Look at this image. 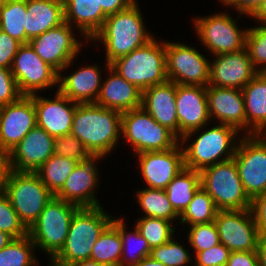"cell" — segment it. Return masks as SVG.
Listing matches in <instances>:
<instances>
[{
    "instance_id": "cell-39",
    "label": "cell",
    "mask_w": 266,
    "mask_h": 266,
    "mask_svg": "<svg viewBox=\"0 0 266 266\" xmlns=\"http://www.w3.org/2000/svg\"><path fill=\"white\" fill-rule=\"evenodd\" d=\"M245 48L255 69L266 72V24L247 28Z\"/></svg>"
},
{
    "instance_id": "cell-1",
    "label": "cell",
    "mask_w": 266,
    "mask_h": 266,
    "mask_svg": "<svg viewBox=\"0 0 266 266\" xmlns=\"http://www.w3.org/2000/svg\"><path fill=\"white\" fill-rule=\"evenodd\" d=\"M122 113L96 103H78L71 135L78 138L92 156H108L121 138Z\"/></svg>"
},
{
    "instance_id": "cell-30",
    "label": "cell",
    "mask_w": 266,
    "mask_h": 266,
    "mask_svg": "<svg viewBox=\"0 0 266 266\" xmlns=\"http://www.w3.org/2000/svg\"><path fill=\"white\" fill-rule=\"evenodd\" d=\"M200 187V172L184 168L167 185L165 191L172 207L181 215Z\"/></svg>"
},
{
    "instance_id": "cell-9",
    "label": "cell",
    "mask_w": 266,
    "mask_h": 266,
    "mask_svg": "<svg viewBox=\"0 0 266 266\" xmlns=\"http://www.w3.org/2000/svg\"><path fill=\"white\" fill-rule=\"evenodd\" d=\"M79 207L54 196L41 212L38 220L28 230L36 248L52 260L63 248L74 213Z\"/></svg>"
},
{
    "instance_id": "cell-29",
    "label": "cell",
    "mask_w": 266,
    "mask_h": 266,
    "mask_svg": "<svg viewBox=\"0 0 266 266\" xmlns=\"http://www.w3.org/2000/svg\"><path fill=\"white\" fill-rule=\"evenodd\" d=\"M245 135L256 134L266 123V72H259L243 88Z\"/></svg>"
},
{
    "instance_id": "cell-43",
    "label": "cell",
    "mask_w": 266,
    "mask_h": 266,
    "mask_svg": "<svg viewBox=\"0 0 266 266\" xmlns=\"http://www.w3.org/2000/svg\"><path fill=\"white\" fill-rule=\"evenodd\" d=\"M54 155L71 158L77 162H84L92 157L83 143L71 134L55 137Z\"/></svg>"
},
{
    "instance_id": "cell-19",
    "label": "cell",
    "mask_w": 266,
    "mask_h": 266,
    "mask_svg": "<svg viewBox=\"0 0 266 266\" xmlns=\"http://www.w3.org/2000/svg\"><path fill=\"white\" fill-rule=\"evenodd\" d=\"M179 142L166 151L143 152L136 154L140 173L148 188L165 190L184 166V152Z\"/></svg>"
},
{
    "instance_id": "cell-5",
    "label": "cell",
    "mask_w": 266,
    "mask_h": 266,
    "mask_svg": "<svg viewBox=\"0 0 266 266\" xmlns=\"http://www.w3.org/2000/svg\"><path fill=\"white\" fill-rule=\"evenodd\" d=\"M121 137L132 145L134 153L166 151L180 139L158 123L142 106L122 112Z\"/></svg>"
},
{
    "instance_id": "cell-28",
    "label": "cell",
    "mask_w": 266,
    "mask_h": 266,
    "mask_svg": "<svg viewBox=\"0 0 266 266\" xmlns=\"http://www.w3.org/2000/svg\"><path fill=\"white\" fill-rule=\"evenodd\" d=\"M64 21L74 25L84 35L86 42L91 40L103 27L107 16L98 0H63Z\"/></svg>"
},
{
    "instance_id": "cell-16",
    "label": "cell",
    "mask_w": 266,
    "mask_h": 266,
    "mask_svg": "<svg viewBox=\"0 0 266 266\" xmlns=\"http://www.w3.org/2000/svg\"><path fill=\"white\" fill-rule=\"evenodd\" d=\"M214 223L220 242L231 252L257 250L261 237L250 208L218 211Z\"/></svg>"
},
{
    "instance_id": "cell-4",
    "label": "cell",
    "mask_w": 266,
    "mask_h": 266,
    "mask_svg": "<svg viewBox=\"0 0 266 266\" xmlns=\"http://www.w3.org/2000/svg\"><path fill=\"white\" fill-rule=\"evenodd\" d=\"M102 206L79 208L73 215L66 242L52 259L55 263L68 266L77 261L88 260L92 248L102 231L112 222Z\"/></svg>"
},
{
    "instance_id": "cell-18",
    "label": "cell",
    "mask_w": 266,
    "mask_h": 266,
    "mask_svg": "<svg viewBox=\"0 0 266 266\" xmlns=\"http://www.w3.org/2000/svg\"><path fill=\"white\" fill-rule=\"evenodd\" d=\"M103 158L105 157L92 156L84 162H79L54 196L79 208L102 206L94 193L99 184L96 164Z\"/></svg>"
},
{
    "instance_id": "cell-53",
    "label": "cell",
    "mask_w": 266,
    "mask_h": 266,
    "mask_svg": "<svg viewBox=\"0 0 266 266\" xmlns=\"http://www.w3.org/2000/svg\"><path fill=\"white\" fill-rule=\"evenodd\" d=\"M259 266H266V240L261 238L257 246Z\"/></svg>"
},
{
    "instance_id": "cell-47",
    "label": "cell",
    "mask_w": 266,
    "mask_h": 266,
    "mask_svg": "<svg viewBox=\"0 0 266 266\" xmlns=\"http://www.w3.org/2000/svg\"><path fill=\"white\" fill-rule=\"evenodd\" d=\"M250 211L259 236L264 238L266 236V192L251 199Z\"/></svg>"
},
{
    "instance_id": "cell-38",
    "label": "cell",
    "mask_w": 266,
    "mask_h": 266,
    "mask_svg": "<svg viewBox=\"0 0 266 266\" xmlns=\"http://www.w3.org/2000/svg\"><path fill=\"white\" fill-rule=\"evenodd\" d=\"M135 222H137L135 227L147 240L151 249L167 243L175 232V227L172 226L173 223L165 219L143 216Z\"/></svg>"
},
{
    "instance_id": "cell-33",
    "label": "cell",
    "mask_w": 266,
    "mask_h": 266,
    "mask_svg": "<svg viewBox=\"0 0 266 266\" xmlns=\"http://www.w3.org/2000/svg\"><path fill=\"white\" fill-rule=\"evenodd\" d=\"M112 223L119 229L122 240L120 266H136L144 257L150 256L151 248L136 227L133 232H127L124 219L120 217L118 219L113 218ZM132 240L134 241L132 242V244L134 243L133 246L131 245ZM129 245L132 246L131 249Z\"/></svg>"
},
{
    "instance_id": "cell-50",
    "label": "cell",
    "mask_w": 266,
    "mask_h": 266,
    "mask_svg": "<svg viewBox=\"0 0 266 266\" xmlns=\"http://www.w3.org/2000/svg\"><path fill=\"white\" fill-rule=\"evenodd\" d=\"M137 0H98L106 16L113 15L119 11L129 8Z\"/></svg>"
},
{
    "instance_id": "cell-48",
    "label": "cell",
    "mask_w": 266,
    "mask_h": 266,
    "mask_svg": "<svg viewBox=\"0 0 266 266\" xmlns=\"http://www.w3.org/2000/svg\"><path fill=\"white\" fill-rule=\"evenodd\" d=\"M226 266H259L257 251H234Z\"/></svg>"
},
{
    "instance_id": "cell-56",
    "label": "cell",
    "mask_w": 266,
    "mask_h": 266,
    "mask_svg": "<svg viewBox=\"0 0 266 266\" xmlns=\"http://www.w3.org/2000/svg\"><path fill=\"white\" fill-rule=\"evenodd\" d=\"M14 238L0 230V250L6 247Z\"/></svg>"
},
{
    "instance_id": "cell-23",
    "label": "cell",
    "mask_w": 266,
    "mask_h": 266,
    "mask_svg": "<svg viewBox=\"0 0 266 266\" xmlns=\"http://www.w3.org/2000/svg\"><path fill=\"white\" fill-rule=\"evenodd\" d=\"M206 93L210 118L234 127L238 132H245L246 116L242 89L207 85Z\"/></svg>"
},
{
    "instance_id": "cell-15",
    "label": "cell",
    "mask_w": 266,
    "mask_h": 266,
    "mask_svg": "<svg viewBox=\"0 0 266 266\" xmlns=\"http://www.w3.org/2000/svg\"><path fill=\"white\" fill-rule=\"evenodd\" d=\"M176 109L179 139L184 147L183 144L211 121L206 86L176 84Z\"/></svg>"
},
{
    "instance_id": "cell-42",
    "label": "cell",
    "mask_w": 266,
    "mask_h": 266,
    "mask_svg": "<svg viewBox=\"0 0 266 266\" xmlns=\"http://www.w3.org/2000/svg\"><path fill=\"white\" fill-rule=\"evenodd\" d=\"M188 241L194 253L211 248L220 243L217 227L213 222L189 226Z\"/></svg>"
},
{
    "instance_id": "cell-40",
    "label": "cell",
    "mask_w": 266,
    "mask_h": 266,
    "mask_svg": "<svg viewBox=\"0 0 266 266\" xmlns=\"http://www.w3.org/2000/svg\"><path fill=\"white\" fill-rule=\"evenodd\" d=\"M150 256L166 266H187L191 254L183 245L171 238L167 243L152 248Z\"/></svg>"
},
{
    "instance_id": "cell-3",
    "label": "cell",
    "mask_w": 266,
    "mask_h": 266,
    "mask_svg": "<svg viewBox=\"0 0 266 266\" xmlns=\"http://www.w3.org/2000/svg\"><path fill=\"white\" fill-rule=\"evenodd\" d=\"M153 38L146 45L110 63V67L141 91L168 81L166 42Z\"/></svg>"
},
{
    "instance_id": "cell-11",
    "label": "cell",
    "mask_w": 266,
    "mask_h": 266,
    "mask_svg": "<svg viewBox=\"0 0 266 266\" xmlns=\"http://www.w3.org/2000/svg\"><path fill=\"white\" fill-rule=\"evenodd\" d=\"M243 136L233 158L244 191L252 199L266 192V141L255 134Z\"/></svg>"
},
{
    "instance_id": "cell-58",
    "label": "cell",
    "mask_w": 266,
    "mask_h": 266,
    "mask_svg": "<svg viewBox=\"0 0 266 266\" xmlns=\"http://www.w3.org/2000/svg\"><path fill=\"white\" fill-rule=\"evenodd\" d=\"M51 262V264H50V266H63V265H60V264H57V263H55L53 260H50Z\"/></svg>"
},
{
    "instance_id": "cell-10",
    "label": "cell",
    "mask_w": 266,
    "mask_h": 266,
    "mask_svg": "<svg viewBox=\"0 0 266 266\" xmlns=\"http://www.w3.org/2000/svg\"><path fill=\"white\" fill-rule=\"evenodd\" d=\"M195 32L210 54L220 55L245 48L247 29L237 27V19L227 13L194 18Z\"/></svg>"
},
{
    "instance_id": "cell-45",
    "label": "cell",
    "mask_w": 266,
    "mask_h": 266,
    "mask_svg": "<svg viewBox=\"0 0 266 266\" xmlns=\"http://www.w3.org/2000/svg\"><path fill=\"white\" fill-rule=\"evenodd\" d=\"M21 96L11 69L0 67V106L13 103Z\"/></svg>"
},
{
    "instance_id": "cell-54",
    "label": "cell",
    "mask_w": 266,
    "mask_h": 266,
    "mask_svg": "<svg viewBox=\"0 0 266 266\" xmlns=\"http://www.w3.org/2000/svg\"><path fill=\"white\" fill-rule=\"evenodd\" d=\"M136 266H166V265L153 259L151 256H147L144 257Z\"/></svg>"
},
{
    "instance_id": "cell-12",
    "label": "cell",
    "mask_w": 266,
    "mask_h": 266,
    "mask_svg": "<svg viewBox=\"0 0 266 266\" xmlns=\"http://www.w3.org/2000/svg\"><path fill=\"white\" fill-rule=\"evenodd\" d=\"M209 59L196 48L179 42H166V72L169 81L181 85L207 86Z\"/></svg>"
},
{
    "instance_id": "cell-34",
    "label": "cell",
    "mask_w": 266,
    "mask_h": 266,
    "mask_svg": "<svg viewBox=\"0 0 266 266\" xmlns=\"http://www.w3.org/2000/svg\"><path fill=\"white\" fill-rule=\"evenodd\" d=\"M78 163L74 159L53 154L35 173L55 195Z\"/></svg>"
},
{
    "instance_id": "cell-32",
    "label": "cell",
    "mask_w": 266,
    "mask_h": 266,
    "mask_svg": "<svg viewBox=\"0 0 266 266\" xmlns=\"http://www.w3.org/2000/svg\"><path fill=\"white\" fill-rule=\"evenodd\" d=\"M136 196L137 203L142 209V212L145 213L144 217L165 219L172 221V223L174 220L180 219V215L174 210L168 200L165 190L146 187L137 191Z\"/></svg>"
},
{
    "instance_id": "cell-13",
    "label": "cell",
    "mask_w": 266,
    "mask_h": 266,
    "mask_svg": "<svg viewBox=\"0 0 266 266\" xmlns=\"http://www.w3.org/2000/svg\"><path fill=\"white\" fill-rule=\"evenodd\" d=\"M11 72L22 96L58 86L59 73L35 52L30 43L21 44L15 55Z\"/></svg>"
},
{
    "instance_id": "cell-44",
    "label": "cell",
    "mask_w": 266,
    "mask_h": 266,
    "mask_svg": "<svg viewBox=\"0 0 266 266\" xmlns=\"http://www.w3.org/2000/svg\"><path fill=\"white\" fill-rule=\"evenodd\" d=\"M231 251L221 242L195 254L194 266H226Z\"/></svg>"
},
{
    "instance_id": "cell-31",
    "label": "cell",
    "mask_w": 266,
    "mask_h": 266,
    "mask_svg": "<svg viewBox=\"0 0 266 266\" xmlns=\"http://www.w3.org/2000/svg\"><path fill=\"white\" fill-rule=\"evenodd\" d=\"M122 240L119 229L111 222L99 235L92 248L90 260L109 266H120Z\"/></svg>"
},
{
    "instance_id": "cell-26",
    "label": "cell",
    "mask_w": 266,
    "mask_h": 266,
    "mask_svg": "<svg viewBox=\"0 0 266 266\" xmlns=\"http://www.w3.org/2000/svg\"><path fill=\"white\" fill-rule=\"evenodd\" d=\"M59 73L57 90L76 103H95L102 85L98 65L83 66L74 73L63 76Z\"/></svg>"
},
{
    "instance_id": "cell-37",
    "label": "cell",
    "mask_w": 266,
    "mask_h": 266,
    "mask_svg": "<svg viewBox=\"0 0 266 266\" xmlns=\"http://www.w3.org/2000/svg\"><path fill=\"white\" fill-rule=\"evenodd\" d=\"M35 248L36 246L29 234L13 239L6 247L0 250V266L39 265L35 255H33Z\"/></svg>"
},
{
    "instance_id": "cell-35",
    "label": "cell",
    "mask_w": 266,
    "mask_h": 266,
    "mask_svg": "<svg viewBox=\"0 0 266 266\" xmlns=\"http://www.w3.org/2000/svg\"><path fill=\"white\" fill-rule=\"evenodd\" d=\"M26 11V0H4L0 9V30L21 44L26 43Z\"/></svg>"
},
{
    "instance_id": "cell-55",
    "label": "cell",
    "mask_w": 266,
    "mask_h": 266,
    "mask_svg": "<svg viewBox=\"0 0 266 266\" xmlns=\"http://www.w3.org/2000/svg\"><path fill=\"white\" fill-rule=\"evenodd\" d=\"M68 266H109V265L88 259V260L74 262L72 264H69Z\"/></svg>"
},
{
    "instance_id": "cell-25",
    "label": "cell",
    "mask_w": 266,
    "mask_h": 266,
    "mask_svg": "<svg viewBox=\"0 0 266 266\" xmlns=\"http://www.w3.org/2000/svg\"><path fill=\"white\" fill-rule=\"evenodd\" d=\"M105 66L109 76L102 81L101 90L95 103L121 113L140 107L142 91L120 76L110 67L109 63L106 62Z\"/></svg>"
},
{
    "instance_id": "cell-51",
    "label": "cell",
    "mask_w": 266,
    "mask_h": 266,
    "mask_svg": "<svg viewBox=\"0 0 266 266\" xmlns=\"http://www.w3.org/2000/svg\"><path fill=\"white\" fill-rule=\"evenodd\" d=\"M10 171L9 153L0 149V192L4 191Z\"/></svg>"
},
{
    "instance_id": "cell-27",
    "label": "cell",
    "mask_w": 266,
    "mask_h": 266,
    "mask_svg": "<svg viewBox=\"0 0 266 266\" xmlns=\"http://www.w3.org/2000/svg\"><path fill=\"white\" fill-rule=\"evenodd\" d=\"M26 43L64 23L63 0H26Z\"/></svg>"
},
{
    "instance_id": "cell-49",
    "label": "cell",
    "mask_w": 266,
    "mask_h": 266,
    "mask_svg": "<svg viewBox=\"0 0 266 266\" xmlns=\"http://www.w3.org/2000/svg\"><path fill=\"white\" fill-rule=\"evenodd\" d=\"M261 2L262 0H224L222 3L228 7L233 6L240 15L245 14L250 17L260 6Z\"/></svg>"
},
{
    "instance_id": "cell-41",
    "label": "cell",
    "mask_w": 266,
    "mask_h": 266,
    "mask_svg": "<svg viewBox=\"0 0 266 266\" xmlns=\"http://www.w3.org/2000/svg\"><path fill=\"white\" fill-rule=\"evenodd\" d=\"M0 230L14 239L28 235V229L20 221L4 191L0 192Z\"/></svg>"
},
{
    "instance_id": "cell-52",
    "label": "cell",
    "mask_w": 266,
    "mask_h": 266,
    "mask_svg": "<svg viewBox=\"0 0 266 266\" xmlns=\"http://www.w3.org/2000/svg\"><path fill=\"white\" fill-rule=\"evenodd\" d=\"M250 17L258 20L256 22L266 24V0H262L260 6Z\"/></svg>"
},
{
    "instance_id": "cell-20",
    "label": "cell",
    "mask_w": 266,
    "mask_h": 266,
    "mask_svg": "<svg viewBox=\"0 0 266 266\" xmlns=\"http://www.w3.org/2000/svg\"><path fill=\"white\" fill-rule=\"evenodd\" d=\"M214 58L210 63L208 85L242 89L259 73L253 66L246 48L214 55Z\"/></svg>"
},
{
    "instance_id": "cell-59",
    "label": "cell",
    "mask_w": 266,
    "mask_h": 266,
    "mask_svg": "<svg viewBox=\"0 0 266 266\" xmlns=\"http://www.w3.org/2000/svg\"><path fill=\"white\" fill-rule=\"evenodd\" d=\"M3 2H4V0H0V9L2 7Z\"/></svg>"
},
{
    "instance_id": "cell-21",
    "label": "cell",
    "mask_w": 266,
    "mask_h": 266,
    "mask_svg": "<svg viewBox=\"0 0 266 266\" xmlns=\"http://www.w3.org/2000/svg\"><path fill=\"white\" fill-rule=\"evenodd\" d=\"M54 140L36 125L9 153L11 170L36 172L54 154Z\"/></svg>"
},
{
    "instance_id": "cell-17",
    "label": "cell",
    "mask_w": 266,
    "mask_h": 266,
    "mask_svg": "<svg viewBox=\"0 0 266 266\" xmlns=\"http://www.w3.org/2000/svg\"><path fill=\"white\" fill-rule=\"evenodd\" d=\"M36 125L34 95L0 106V149L10 153Z\"/></svg>"
},
{
    "instance_id": "cell-6",
    "label": "cell",
    "mask_w": 266,
    "mask_h": 266,
    "mask_svg": "<svg viewBox=\"0 0 266 266\" xmlns=\"http://www.w3.org/2000/svg\"><path fill=\"white\" fill-rule=\"evenodd\" d=\"M237 134L234 127L221 123L206 128L189 146L183 148L185 168L200 172L206 167L232 159L238 144Z\"/></svg>"
},
{
    "instance_id": "cell-7",
    "label": "cell",
    "mask_w": 266,
    "mask_h": 266,
    "mask_svg": "<svg viewBox=\"0 0 266 266\" xmlns=\"http://www.w3.org/2000/svg\"><path fill=\"white\" fill-rule=\"evenodd\" d=\"M200 180L219 211L250 208L251 199L244 191L234 158L204 168Z\"/></svg>"
},
{
    "instance_id": "cell-2",
    "label": "cell",
    "mask_w": 266,
    "mask_h": 266,
    "mask_svg": "<svg viewBox=\"0 0 266 266\" xmlns=\"http://www.w3.org/2000/svg\"><path fill=\"white\" fill-rule=\"evenodd\" d=\"M138 1L129 8L107 16L102 29L90 40L100 41L106 50V62L127 55L146 45L154 37L145 27Z\"/></svg>"
},
{
    "instance_id": "cell-36",
    "label": "cell",
    "mask_w": 266,
    "mask_h": 266,
    "mask_svg": "<svg viewBox=\"0 0 266 266\" xmlns=\"http://www.w3.org/2000/svg\"><path fill=\"white\" fill-rule=\"evenodd\" d=\"M218 211L213 199L200 187L194 194L188 207L180 215L179 223L182 225L187 223L190 226L194 224L210 223L215 220Z\"/></svg>"
},
{
    "instance_id": "cell-14",
    "label": "cell",
    "mask_w": 266,
    "mask_h": 266,
    "mask_svg": "<svg viewBox=\"0 0 266 266\" xmlns=\"http://www.w3.org/2000/svg\"><path fill=\"white\" fill-rule=\"evenodd\" d=\"M73 26L64 22L29 41L42 60L61 73L72 65L83 43L73 34Z\"/></svg>"
},
{
    "instance_id": "cell-24",
    "label": "cell",
    "mask_w": 266,
    "mask_h": 266,
    "mask_svg": "<svg viewBox=\"0 0 266 266\" xmlns=\"http://www.w3.org/2000/svg\"><path fill=\"white\" fill-rule=\"evenodd\" d=\"M141 106L162 126L179 138L176 83L167 81L142 91Z\"/></svg>"
},
{
    "instance_id": "cell-57",
    "label": "cell",
    "mask_w": 266,
    "mask_h": 266,
    "mask_svg": "<svg viewBox=\"0 0 266 266\" xmlns=\"http://www.w3.org/2000/svg\"><path fill=\"white\" fill-rule=\"evenodd\" d=\"M258 138L266 141V123L264 126L255 134Z\"/></svg>"
},
{
    "instance_id": "cell-22",
    "label": "cell",
    "mask_w": 266,
    "mask_h": 266,
    "mask_svg": "<svg viewBox=\"0 0 266 266\" xmlns=\"http://www.w3.org/2000/svg\"><path fill=\"white\" fill-rule=\"evenodd\" d=\"M77 105L78 103L71 101L58 90L53 99L35 94L37 126L53 137L69 135Z\"/></svg>"
},
{
    "instance_id": "cell-8",
    "label": "cell",
    "mask_w": 266,
    "mask_h": 266,
    "mask_svg": "<svg viewBox=\"0 0 266 266\" xmlns=\"http://www.w3.org/2000/svg\"><path fill=\"white\" fill-rule=\"evenodd\" d=\"M4 193L28 230L38 220L46 204L54 197L35 172L13 170L9 173Z\"/></svg>"
},
{
    "instance_id": "cell-46",
    "label": "cell",
    "mask_w": 266,
    "mask_h": 266,
    "mask_svg": "<svg viewBox=\"0 0 266 266\" xmlns=\"http://www.w3.org/2000/svg\"><path fill=\"white\" fill-rule=\"evenodd\" d=\"M21 43L0 30V67L11 69Z\"/></svg>"
}]
</instances>
